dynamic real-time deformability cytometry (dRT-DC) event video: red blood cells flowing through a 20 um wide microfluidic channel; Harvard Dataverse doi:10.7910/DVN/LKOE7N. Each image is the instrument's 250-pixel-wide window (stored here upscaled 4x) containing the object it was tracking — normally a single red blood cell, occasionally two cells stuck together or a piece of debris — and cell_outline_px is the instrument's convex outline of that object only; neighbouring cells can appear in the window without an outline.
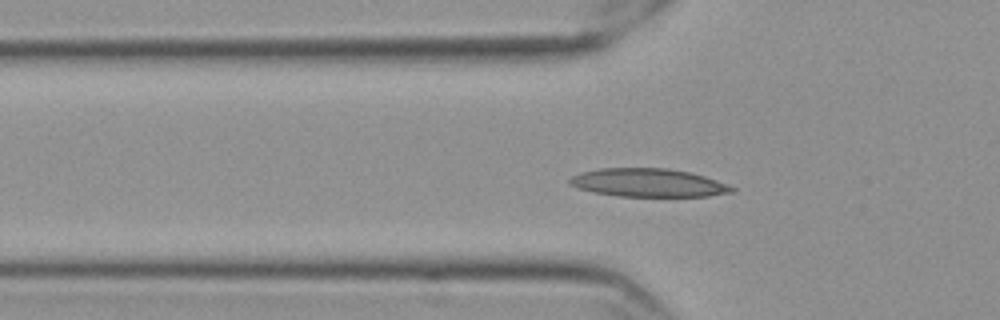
{"species": "Egyptian fruit bat (a non-hibernating species)", "species_latin": "Rousettus aegyptiacus", "temperature_condition": "cold", "stored_images_in_passage": 58, "camera_frame_rate_fps": 3000, "um_per_image_px": 0.085, "frame": {"image": 1, "passage_image": 19, "time_ms": 6.0, "image_size_px": [1000, 320], "cell_outline_px": [[736, 188], [732, 192], [708, 196], [616, 196], [592, 192], [576, 188], [568, 184], [568, 180], [572, 176], [580, 172], [600, 168], [664, 168], [688, 172], [704, 176], [728, 184]], "centroid_in_image_um": [55.04, 15.53], "position_along_channel_um": 70.8, "area_um2": 26.76}}
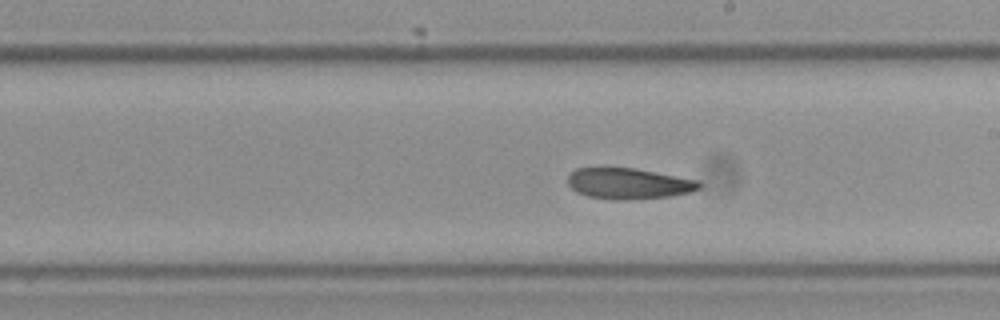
{"frame": {"image": 2, "passage_image": 33, "time_ms": 10.667, "image_size_px": [1000, 320], "cell_outline_px": [[700, 188], [692, 192], [672, 196], [624, 200], [616, 200], [588, 196], [576, 192], [568, 184], [568, 176], [576, 168], [636, 168], [700, 180]], "centroid_in_image_um": [53.47, 15.6], "position_along_channel_um": 235.5, "area_um2": 23.76}}
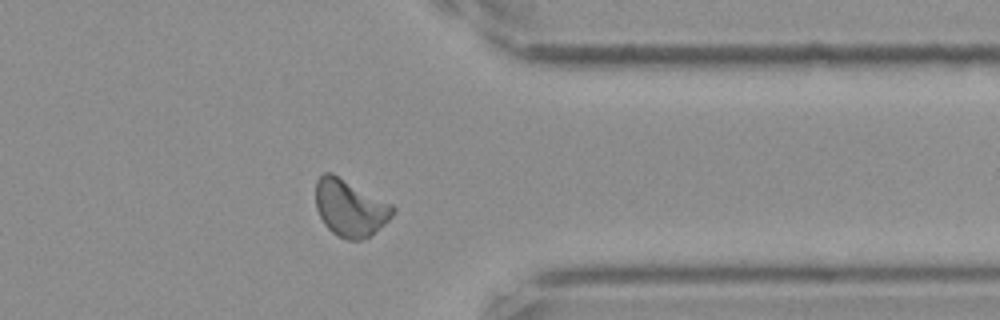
{"frame": {"image": 3, "passage_image": 46, "time_ms": 15.0, "image_size_px": [1000, 320], "cell_outline_px": [[396, 212], [384, 224], [364, 240], [348, 240], [332, 232], [324, 224], [316, 208], [316, 180], [324, 172], [332, 172], [392, 204], [396, 208]], "centroid_in_image_um": [29.76, 17.66], "position_along_channel_um": 381.6, "area_um2": 25.55}, "authors_computed_cell_mechanics": {"area_um2": 24.7095, "velocity_mm_per_s": 3.5272, "shape_relaxation_time_tau1_ms": 4.8409, "shape_relaxation_time_tau2_ms": 5.7743, "deformation_change_tau1": 0.1364, "deformation_change_tau2": 0.1165}}